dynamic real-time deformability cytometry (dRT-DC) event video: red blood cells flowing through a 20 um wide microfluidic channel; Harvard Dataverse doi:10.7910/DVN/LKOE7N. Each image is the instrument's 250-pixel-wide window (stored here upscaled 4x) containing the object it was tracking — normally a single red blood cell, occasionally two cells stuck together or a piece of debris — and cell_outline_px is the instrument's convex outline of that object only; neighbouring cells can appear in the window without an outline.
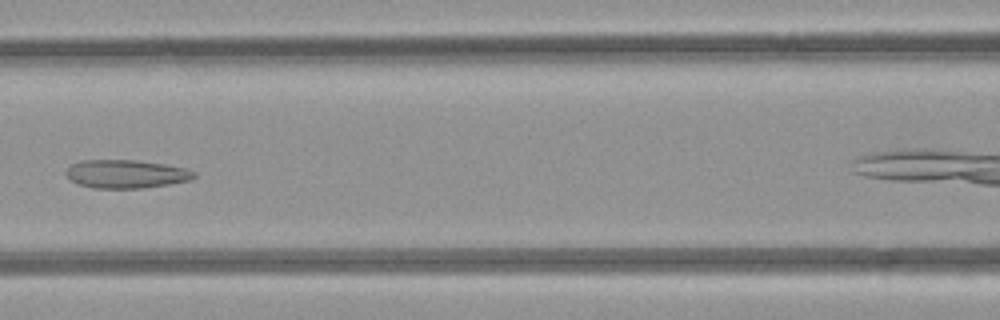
{"species": "common noctule bat (a hibernating species)", "species_latin": "Nyctalus noctula", "temperature_condition": "room temperature", "stored_images_in_passage": 5, "camera_frame_rate_fps": 3000, "um_per_image_px": 0.085, "animal": {"sex": "female", "body_mass_g": 21.9}, "frame": {"image": 1, "passage_image": 4, "time_ms": 3.333, "image_size_px": [1000, 320], "cell_outline_px": [[196, 176], [192, 180], [144, 188], [92, 188], [80, 184], [72, 180], [64, 172], [72, 164], [84, 160], [136, 160], [164, 164], [188, 168], [196, 172]], "centroid_in_image_um": [10.77, 14.78], "position_along_channel_um": 155.8, "area_um2": 21.15}}
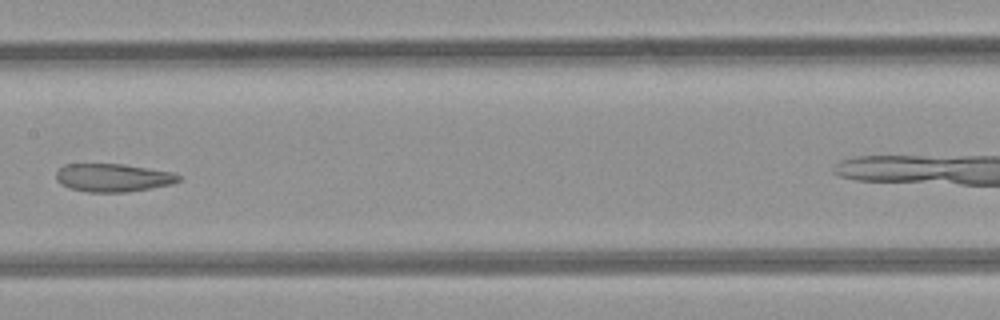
{"frame": {"image": 2, "passage_image": 5, "time_ms": 4.333, "image_size_px": [1000, 320], "cell_outline_px": [[180, 180], [172, 184], [128, 192], [88, 192], [72, 188], [60, 184], [56, 180], [56, 172], [64, 164], [124, 164], [172, 172], [180, 176]], "centroid_in_image_um": [9.6, 15.1], "position_along_channel_um": 197.8, "area_um2": 20.0}}